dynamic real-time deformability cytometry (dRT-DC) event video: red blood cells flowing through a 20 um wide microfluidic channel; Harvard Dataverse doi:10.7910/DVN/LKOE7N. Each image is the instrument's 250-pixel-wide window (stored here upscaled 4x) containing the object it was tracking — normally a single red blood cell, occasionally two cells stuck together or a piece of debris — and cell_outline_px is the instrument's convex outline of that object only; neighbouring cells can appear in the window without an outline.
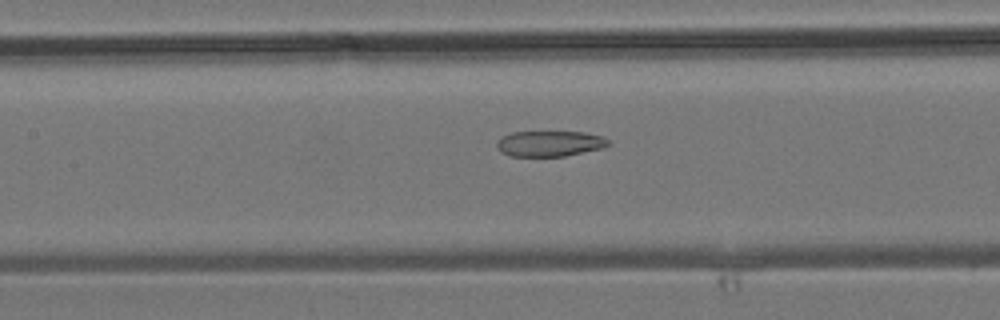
{"species": "common noctule bat (a hibernating species)", "species_latin": "Nyctalus noctula", "temperature_condition": "room temperature", "stored_images_in_passage": 33, "camera_frame_rate_fps": 3000, "um_per_image_px": 0.085, "animal": {"sex": "male", "body_mass_g": 19.2, "forearm_length_mm": 51.8}, "frame": {"image": 1, "passage_image": 8, "time_ms": 2.333, "image_size_px": [1000, 320], "cell_outline_px": [[612, 144], [604, 148], [564, 156], [508, 156], [500, 152], [496, 144], [504, 136], [512, 132], [584, 132], [604, 136]], "centroid_in_image_um": [46.78, 12.21], "position_along_channel_um": 160.6, "area_um2": 16.7}}
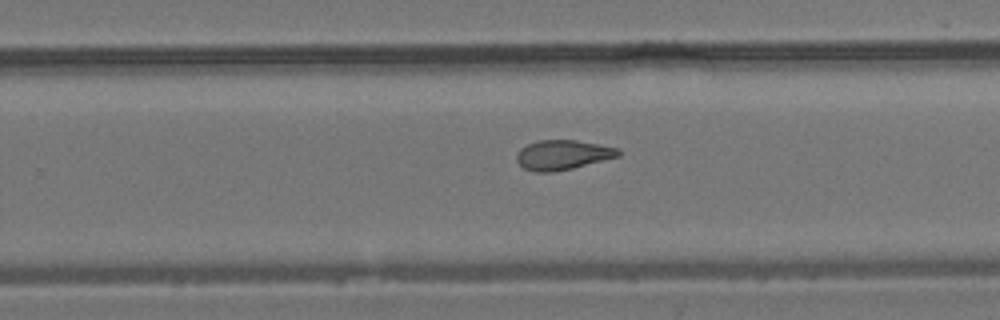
{"frame": {"image": 2, "passage_image": 16, "time_ms": 5.0, "image_size_px": [1000, 320], "cell_outline_px": [[620, 156], [572, 168], [552, 172], [536, 172], [524, 168], [516, 160], [516, 156], [520, 148], [528, 144], [540, 140], [576, 140], [600, 144], [620, 148]], "centroid_in_image_um": [47.84, 13.16], "position_along_channel_um": 282.0, "area_um2": 17.57}}
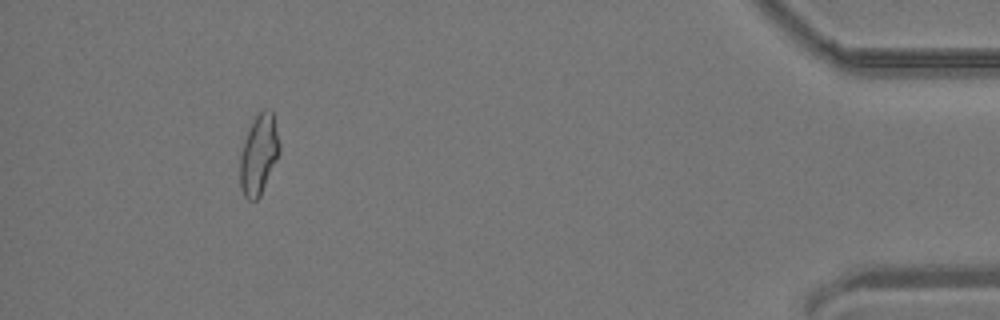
{"frame": {"image": 3, "passage_image": 29, "time_ms": 9.333, "image_size_px": [1000, 320], "cell_outline_px": [[280, 152], [260, 196], [256, 200], [248, 200], [244, 196], [240, 188], [240, 152], [244, 140], [252, 120], [264, 108], [268, 108], [272, 112], [280, 144]], "centroid_in_image_um": [21.98, 13.13], "position_along_channel_um": 413.2, "area_um2": 18.38}}